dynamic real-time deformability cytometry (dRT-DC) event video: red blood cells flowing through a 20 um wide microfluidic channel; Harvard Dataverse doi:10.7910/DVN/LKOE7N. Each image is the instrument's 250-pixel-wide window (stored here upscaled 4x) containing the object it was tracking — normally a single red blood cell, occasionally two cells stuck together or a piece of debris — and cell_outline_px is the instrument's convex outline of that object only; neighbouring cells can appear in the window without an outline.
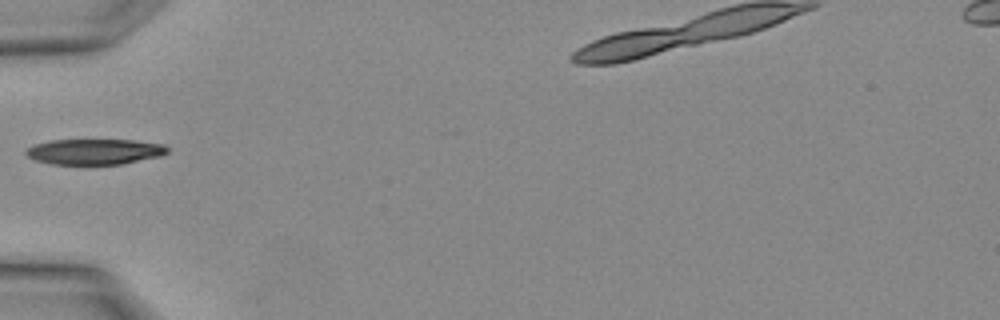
{"species": "Egyptian fruit bat (a non-hibernating species)", "species_latin": "Rousettus aegyptiacus", "temperature_condition": "warm", "stored_images_in_passage": 2, "segment_of_instrument_passage": [1, 2], "camera_frame_rate_fps": 3000, "um_per_image_px": 0.085, "animal": {"sex": "female"}, "frame": {"image": 1, "passage_image": 1, "time_ms": 0.0, "image_size_px": [1000, 320], "cell_outline_px": [[172, 148], [168, 152], [160, 156], [124, 164], [52, 164], [36, 160], [28, 156], [24, 152], [32, 144], [52, 140], [136, 140], [164, 144]], "centroid_in_image_um": [8.09, 12.88], "position_along_channel_um": 76.9, "area_um2": 21.27}}